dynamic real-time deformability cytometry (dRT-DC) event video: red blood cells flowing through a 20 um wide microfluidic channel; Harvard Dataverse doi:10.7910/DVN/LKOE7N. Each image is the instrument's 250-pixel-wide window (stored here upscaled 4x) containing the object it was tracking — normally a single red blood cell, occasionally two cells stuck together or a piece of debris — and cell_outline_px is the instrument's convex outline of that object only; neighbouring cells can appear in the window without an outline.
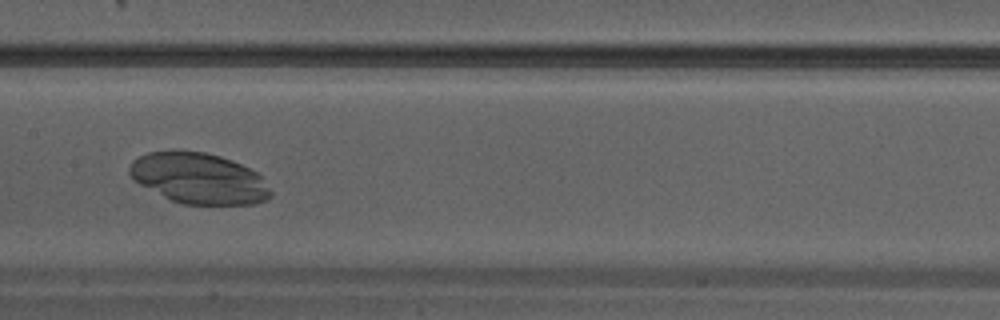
{"species": "Egyptian fruit bat (a non-hibernating species)", "species_latin": "Rousettus aegyptiacus", "temperature_condition": "warm", "stored_images_in_passage": 19, "camera_frame_rate_fps": 3000, "um_per_image_px": 0.085, "animal": {"sex": "male"}, "frame": {"image": 1, "passage_image": 11, "time_ms": 3.333, "image_size_px": [1000, 320], "cell_outline_px": [[272, 196], [268, 200], [256, 204], [184, 204], [172, 200], [140, 184], [128, 172], [128, 168], [132, 160], [148, 152], [172, 148], [204, 152], [220, 156], [232, 160], [256, 172], [260, 176], [272, 192]], "centroid_in_image_um": [16.89, 15.13], "position_along_channel_um": 190.5, "area_um2": 41.96}}
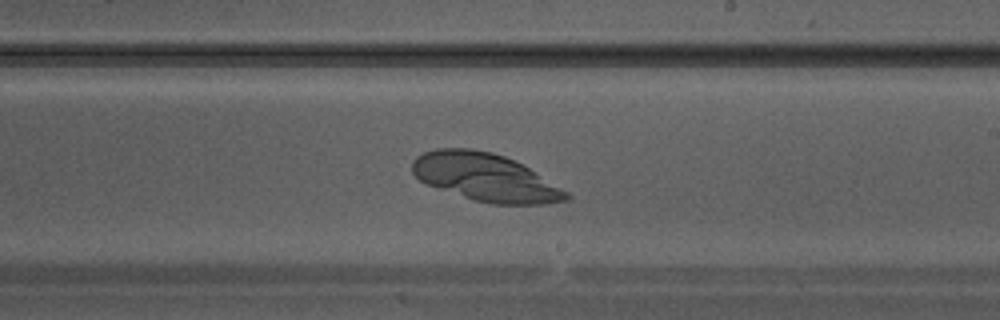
{"frame": {"image": 2, "passage_image": 14, "time_ms": 4.333, "image_size_px": [1000, 320], "cell_outline_px": [[572, 196], [568, 200], [544, 204], [488, 204], [472, 200], [424, 184], [412, 172], [412, 160], [416, 156], [424, 152], [436, 148], [468, 148], [492, 152], [504, 156], [528, 168], [568, 192]], "centroid_in_image_um": [41.21, 15.08], "position_along_channel_um": 247.8, "area_um2": 42.89}}